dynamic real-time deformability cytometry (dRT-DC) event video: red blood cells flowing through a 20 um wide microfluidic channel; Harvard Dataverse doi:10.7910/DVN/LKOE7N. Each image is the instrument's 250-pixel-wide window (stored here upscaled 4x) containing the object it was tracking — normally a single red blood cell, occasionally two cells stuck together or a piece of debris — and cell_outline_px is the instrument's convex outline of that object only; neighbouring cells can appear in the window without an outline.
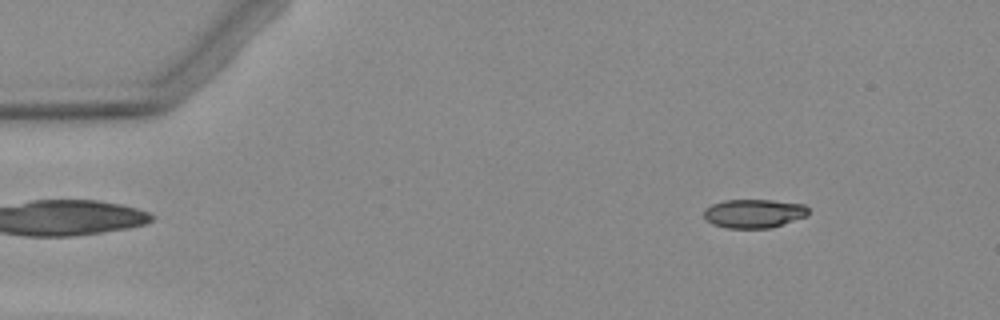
{"species": "Egyptian fruit bat (a non-hibernating species)", "species_latin": "Rousettus aegyptiacus", "temperature_condition": "warm", "stored_images_in_passage": 4, "camera_frame_rate_fps": 3000, "um_per_image_px": 0.085, "animal": {"sex": "female"}, "frame": {"image": 1, "passage_image": 2, "time_ms": 1.0, "image_size_px": [1000, 320], "cell_outline_px": [[808, 216], [772, 228], [724, 228], [712, 224], [704, 216], [704, 208], [712, 204], [724, 200], [772, 200], [804, 204], [808, 208]], "centroid_in_image_um": [64.09, 18.15], "position_along_channel_um": 20.9, "area_um2": 17.69}}